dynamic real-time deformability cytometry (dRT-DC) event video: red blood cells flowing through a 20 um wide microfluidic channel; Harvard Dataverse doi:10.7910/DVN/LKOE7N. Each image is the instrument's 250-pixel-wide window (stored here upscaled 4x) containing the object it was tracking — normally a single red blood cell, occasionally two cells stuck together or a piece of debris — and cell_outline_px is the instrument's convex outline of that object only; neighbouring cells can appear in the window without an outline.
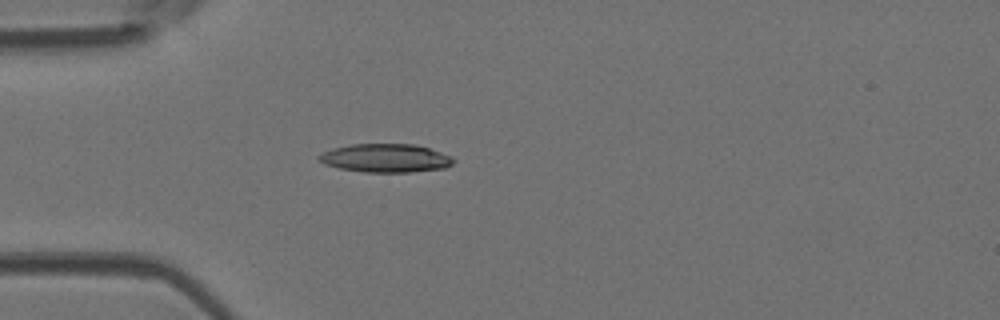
{"species": "Egyptian fruit bat (a non-hibernating species)", "species_latin": "Rousettus aegyptiacus", "temperature_condition": "room temperature", "stored_images_in_passage": 4, "camera_frame_rate_fps": 3000, "um_per_image_px": 0.085, "animal": {"sex": "female"}, "frame": {"image": 1, "passage_image": 4, "time_ms": 1.0, "image_size_px": [1000, 320], "cell_outline_px": [[456, 160], [452, 164], [444, 168], [412, 172], [364, 172], [340, 168], [324, 164], [316, 160], [316, 156], [332, 148], [352, 144], [416, 144], [440, 152]], "centroid_in_image_um": [32.73, 13.44], "position_along_channel_um": 52.3, "area_um2": 22.31}}